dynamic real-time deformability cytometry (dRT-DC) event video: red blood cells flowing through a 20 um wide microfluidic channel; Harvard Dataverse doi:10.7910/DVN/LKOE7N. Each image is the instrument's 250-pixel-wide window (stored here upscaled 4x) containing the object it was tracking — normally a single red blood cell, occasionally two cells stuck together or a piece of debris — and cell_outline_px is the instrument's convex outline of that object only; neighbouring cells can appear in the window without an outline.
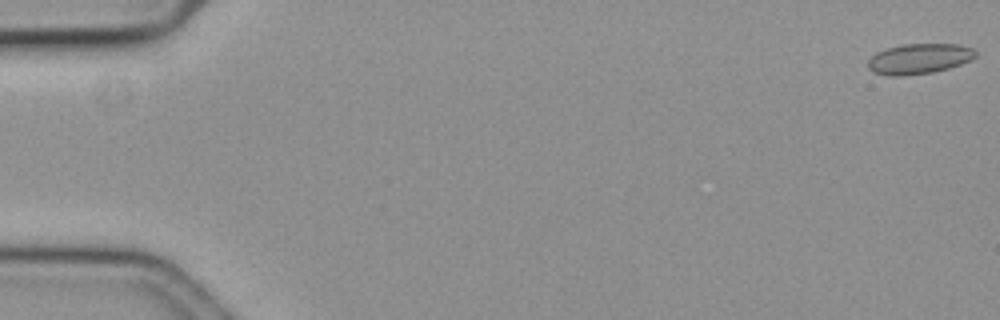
{"species": "common noctule bat (a hibernating species)", "species_latin": "Nyctalus noctula", "temperature_condition": "cold", "stored_images_in_passage": 59, "camera_frame_rate_fps": 3000, "um_per_image_px": 0.085, "animal": {"sex": "female", "body_mass_g": 19.3, "forearm_length_mm": 54.1}, "frame": {"image": 1, "passage_image": 1, "time_ms": 0.0, "image_size_px": [1000, 320], "cell_outline_px": [[976, 56], [972, 60], [948, 68], [932, 72], [900, 76], [888, 76], [872, 72], [868, 68], [868, 60], [876, 52], [888, 48], [904, 44], [960, 44], [972, 48], [976, 52]], "centroid_in_image_um": [78.12, 4.99], "position_along_channel_um": 6.9, "area_um2": 19.02}}
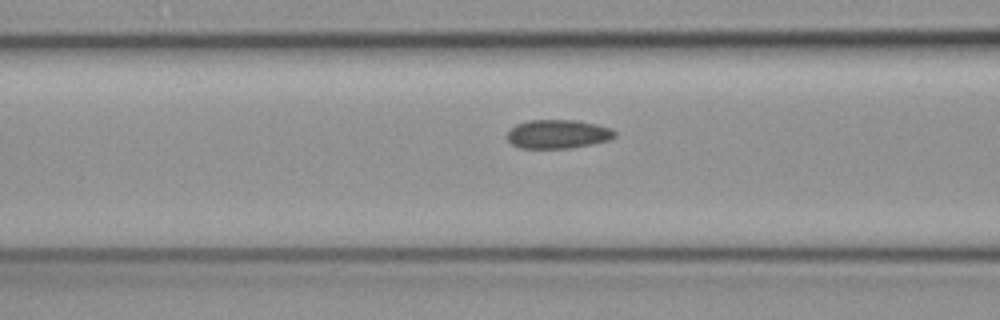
{"frame": {"image": 2, "passage_image": 24, "time_ms": 7.667, "image_size_px": [1000, 320], "cell_outline_px": [[616, 136], [608, 140], [592, 144], [572, 148], [520, 148], [512, 144], [508, 140], [508, 132], [516, 124], [528, 120], [576, 120], [596, 124], [612, 128], [616, 132]], "centroid_in_image_um": [47.44, 11.39], "position_along_channel_um": 119.2, "area_um2": 18.09}}
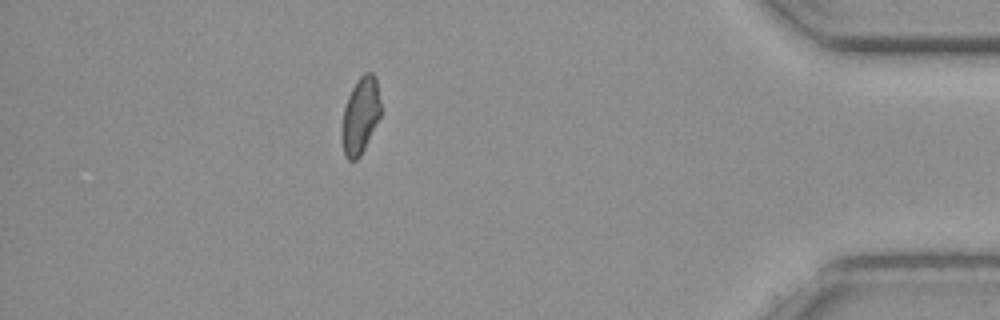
{"frame": {"image": 3, "passage_image": 52, "time_ms": 17.0, "image_size_px": [1000, 320], "cell_outline_px": [[380, 116], [360, 156], [356, 160], [348, 160], [344, 156], [344, 108], [348, 96], [356, 80], [364, 72], [372, 72], [376, 76], [380, 100]], "centroid_in_image_um": [30.67, 9.76], "position_along_channel_um": 404.5, "area_um2": 16.76}, "authors_computed_cell_mechanics": {"area_um2": 18.0914, "velocity_mm_per_s": 3.5656, "shape_relaxation_time_tau1_ms": null, "shape_relaxation_time_tau2_ms": 3.7613, "deformation_change_tau1": null, "deformation_change_tau2": 0.085}}